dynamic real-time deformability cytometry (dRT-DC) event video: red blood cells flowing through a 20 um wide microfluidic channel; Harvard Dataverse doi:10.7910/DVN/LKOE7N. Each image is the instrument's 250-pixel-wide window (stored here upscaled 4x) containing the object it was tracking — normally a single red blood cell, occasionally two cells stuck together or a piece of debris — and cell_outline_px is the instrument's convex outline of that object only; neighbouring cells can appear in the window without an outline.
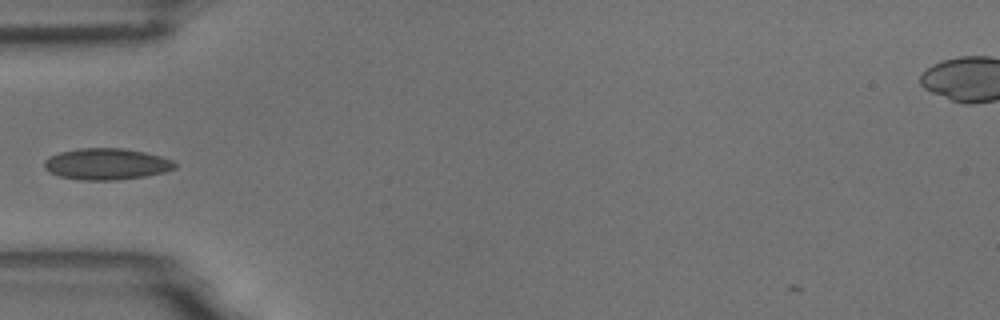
{"species": "common noctule bat (a hibernating species)", "species_latin": "Nyctalus noctula", "temperature_condition": "room temperature", "stored_images_in_passage": 16, "camera_frame_rate_fps": 3000, "um_per_image_px": 0.085, "animal": {"sex": "male", "body_mass_g": 18.8}, "frame": {"image": 1, "passage_image": 1, "time_ms": 0.0, "image_size_px": [1000, 320], "cell_outline_px": [[176, 168], [164, 172], [144, 176], [116, 180], [80, 180], [60, 176], [48, 172], [44, 168], [44, 160], [48, 156], [60, 152], [80, 148], [124, 148], [144, 152], [160, 156], [172, 160], [176, 164]], "centroid_in_image_um": [9.02, 13.94], "position_along_channel_um": 76.0, "area_um2": 23.93}}